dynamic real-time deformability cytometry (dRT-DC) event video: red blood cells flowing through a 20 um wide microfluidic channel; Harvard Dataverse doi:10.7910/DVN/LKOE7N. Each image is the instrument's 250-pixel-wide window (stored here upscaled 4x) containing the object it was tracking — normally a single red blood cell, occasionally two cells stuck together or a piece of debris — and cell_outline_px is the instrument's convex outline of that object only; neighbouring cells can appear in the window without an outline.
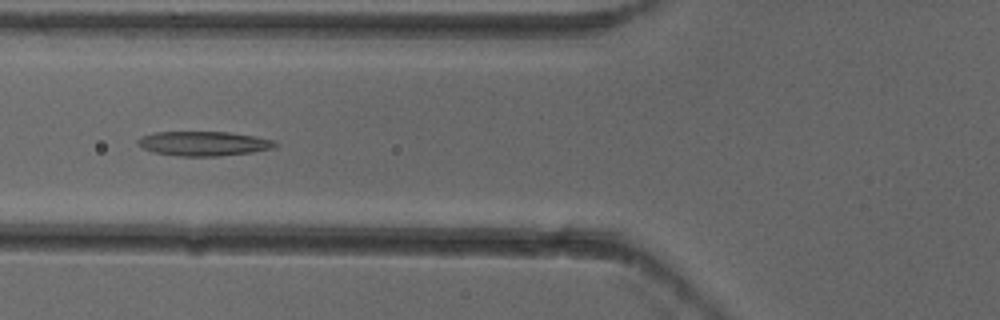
{"species": "common noctule bat (a hibernating species)", "species_latin": "Nyctalus noctula", "temperature_condition": "cold", "stored_images_in_passage": 5, "camera_frame_rate_fps": 3000, "um_per_image_px": 0.085, "animal": {"sex": "female"}, "frame": {"image": 1, "passage_image": 5, "time_ms": 1.333, "image_size_px": [1000, 320], "cell_outline_px": [[280, 144], [276, 148], [252, 152], [216, 156], [176, 156], [152, 152], [136, 144], [136, 140], [140, 136], [156, 132], [232, 132], [256, 136], [276, 140]], "centroid_in_image_um": [17.35, 12.2], "position_along_channel_um": 108.5, "area_um2": 19.94}}